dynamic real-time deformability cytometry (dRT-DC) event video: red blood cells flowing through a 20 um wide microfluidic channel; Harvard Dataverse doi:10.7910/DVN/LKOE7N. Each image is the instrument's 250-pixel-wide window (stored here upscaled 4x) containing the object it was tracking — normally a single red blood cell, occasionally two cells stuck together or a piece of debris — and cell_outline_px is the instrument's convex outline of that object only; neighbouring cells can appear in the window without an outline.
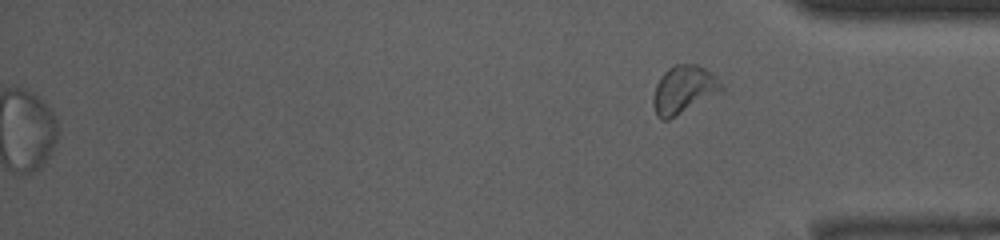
{"species": "common noctule bat (a hibernating species)", "species_latin": "Nyctalus noctula", "temperature_condition": "room temperature", "stored_images_in_passage": 44, "segment_of_instrument_passage": [2, 2], "camera_frame_rate_fps": 3000, "um_per_image_px": 0.085, "animal": {"sex": "male", "body_mass_g": 13.0, "forearm_length_mm": 53.1}, "frame": {"image": 1, "passage_image": 44, "time_ms": 14.333, "image_size_px": [1000, 240], "cell_outline_px": [[724, 92], [668, 120], [660, 120], [656, 116], [652, 104], [652, 96], [656, 84], [660, 76], [672, 64], [696, 64], [712, 72], [724, 84]], "centroid_in_image_um": [58.13, 7.63], "position_along_channel_um": 377.1, "area_um2": 19.71}}